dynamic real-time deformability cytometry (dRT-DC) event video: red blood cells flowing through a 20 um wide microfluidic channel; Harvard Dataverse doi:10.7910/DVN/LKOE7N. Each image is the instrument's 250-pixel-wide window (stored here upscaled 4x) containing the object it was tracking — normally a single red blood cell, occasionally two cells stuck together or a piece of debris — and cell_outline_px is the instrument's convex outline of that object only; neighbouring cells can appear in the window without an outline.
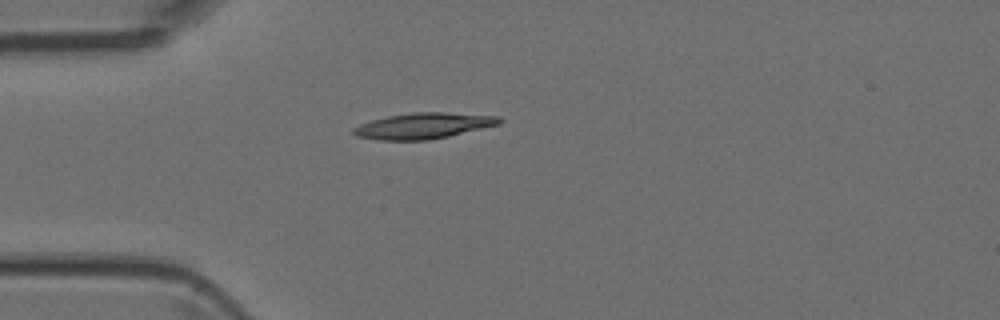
{"species": "Egyptian fruit bat (a non-hibernating species)", "species_latin": "Rousettus aegyptiacus", "temperature_condition": "room temperature", "stored_images_in_passage": 36, "camera_frame_rate_fps": 3000, "um_per_image_px": 0.085, "animal": {"sex": "female"}, "frame": {"image": 1, "passage_image": 1, "time_ms": 0.0, "image_size_px": [1000, 320], "cell_outline_px": [[504, 120], [500, 124], [448, 136], [428, 140], [376, 140], [356, 136], [352, 132], [352, 128], [360, 124], [372, 120], [388, 116], [412, 112], [444, 112], [500, 116]], "centroid_in_image_um": [35.99, 10.69], "position_along_channel_um": 49.0, "area_um2": 22.02}}
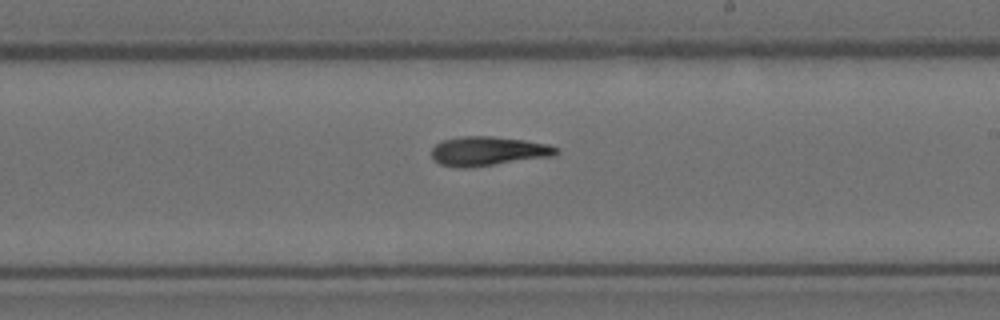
{"frame": {"image": 2, "passage_image": 16, "time_ms": 5.0, "image_size_px": [1000, 320], "cell_outline_px": [[560, 152], [552, 156], [468, 168], [452, 168], [440, 164], [432, 160], [432, 148], [440, 140], [460, 136], [492, 136], [524, 140], [548, 144], [560, 148]], "centroid_in_image_um": [41.45, 12.85], "position_along_channel_um": 247.6, "area_um2": 21.5}}
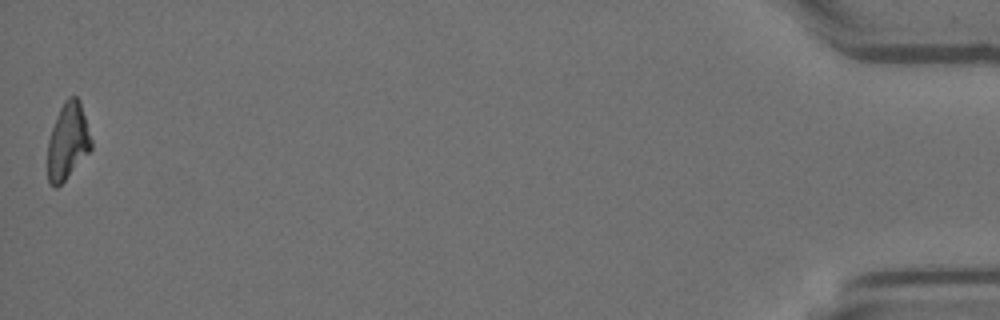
{"frame": {"image": 3, "passage_image": 36, "time_ms": 11.667, "image_size_px": [1000, 320], "cell_outline_px": [[92, 148], [64, 180], [56, 188], [52, 188], [48, 184], [48, 140], [56, 116], [64, 100], [68, 96], [76, 96], [80, 100], [92, 140]], "centroid_in_image_um": [5.75, 11.99], "position_along_channel_um": 429.5, "area_um2": 19.36}}